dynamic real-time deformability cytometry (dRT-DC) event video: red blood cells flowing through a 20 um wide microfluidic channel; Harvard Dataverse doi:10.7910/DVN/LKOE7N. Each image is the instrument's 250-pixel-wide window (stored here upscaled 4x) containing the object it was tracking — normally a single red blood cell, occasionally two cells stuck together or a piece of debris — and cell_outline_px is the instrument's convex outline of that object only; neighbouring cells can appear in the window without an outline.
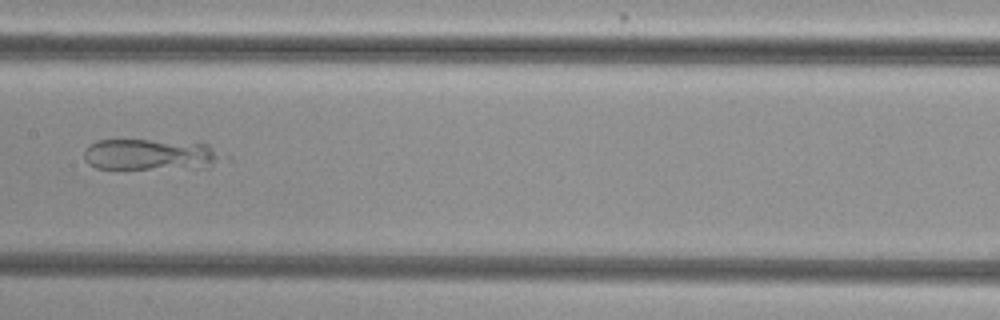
{"species": "common noctule bat (a hibernating species)", "species_latin": "Nyctalus noctula", "temperature_condition": "cold", "stored_images_in_passage": 7, "camera_frame_rate_fps": 3000, "um_per_image_px": 0.085, "animal": {"sex": "female", "body_mass_g": 29.2, "forearm_length_mm": 56.3}, "frame": {"image": 1, "passage_image": 6, "time_ms": 1.667, "image_size_px": [1000, 320], "cell_outline_px": [[220, 156], [208, 168], [96, 168], [88, 164], [84, 160], [84, 152], [88, 144], [96, 140], [148, 140], [208, 144]], "centroid_in_image_um": [12.65, 13.14], "position_along_channel_um": 194.8, "area_um2": 24.62}}
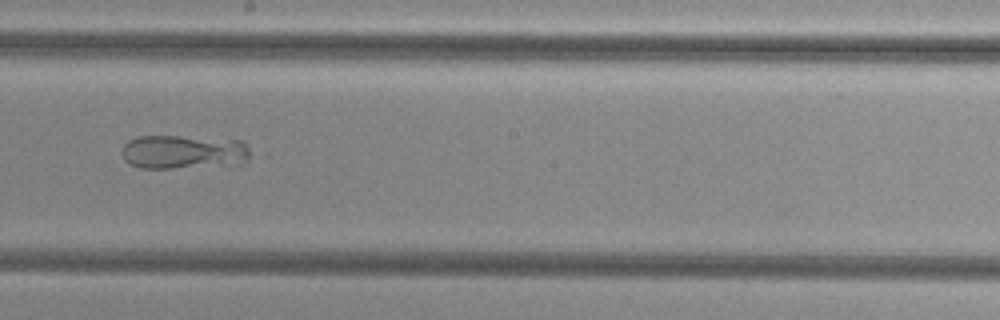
{"frame": {"image": 2, "passage_image": 7, "time_ms": 2.0, "image_size_px": [1000, 320], "cell_outline_px": [[256, 156], [248, 164], [172, 168], [140, 168], [128, 164], [124, 160], [124, 144], [128, 140], [136, 136], [180, 136], [244, 140]], "centroid_in_image_um": [15.76, 12.92], "position_along_channel_um": 232.4, "area_um2": 26.36}}